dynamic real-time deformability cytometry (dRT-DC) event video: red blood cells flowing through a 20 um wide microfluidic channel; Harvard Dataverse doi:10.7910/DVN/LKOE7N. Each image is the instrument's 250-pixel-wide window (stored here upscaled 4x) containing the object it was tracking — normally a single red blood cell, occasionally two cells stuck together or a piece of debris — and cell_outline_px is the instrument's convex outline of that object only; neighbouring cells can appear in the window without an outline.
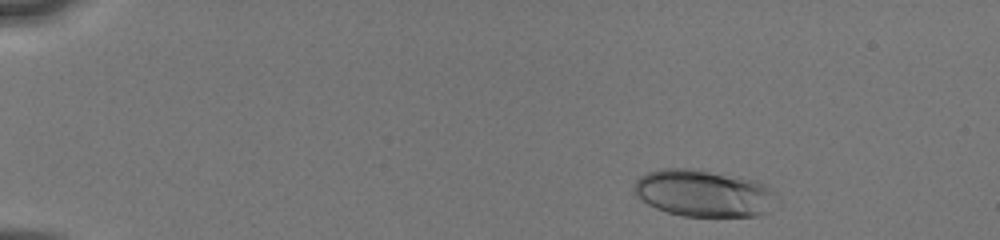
{"species": "human", "species_latin": "Homo sapiens", "temperature_condition": "cold", "stored_images_in_passage": 36, "camera_frame_rate_fps": 3000, "um_per_image_px": 0.085, "donor": {"sex": "male"}, "frame": {"image": 1, "passage_image": 3, "time_ms": 0.667, "image_size_px": [1000, 240], "cell_outline_px": [[768, 212], [756, 216], [684, 216], [668, 212], [656, 208], [648, 204], [632, 192], [632, 184], [640, 176], [648, 172], [660, 168], [696, 168], [740, 176], [756, 180], [764, 184], [768, 192]], "centroid_in_image_um": [59.65, 16.39], "position_along_channel_um": 25.4, "area_um2": 38.55}}
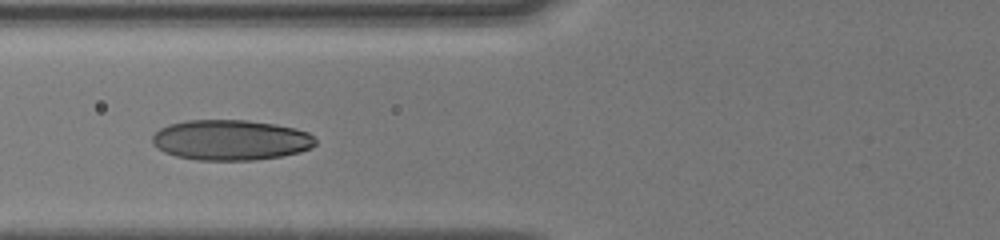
{"frame": {"image": 2, "passage_image": 25, "time_ms": 5.333, "image_size_px": [1000, 240], "cell_outline_px": [[316, 144], [312, 148], [300, 152], [280, 156], [252, 160], [196, 160], [176, 156], [164, 152], [156, 148], [152, 144], [152, 136], [160, 128], [168, 124], [184, 120], [248, 120], [276, 124], [296, 128], [308, 132], [316, 140]], "centroid_in_image_um": [19.6, 11.89], "position_along_channel_um": 106.2, "area_um2": 38.73}}
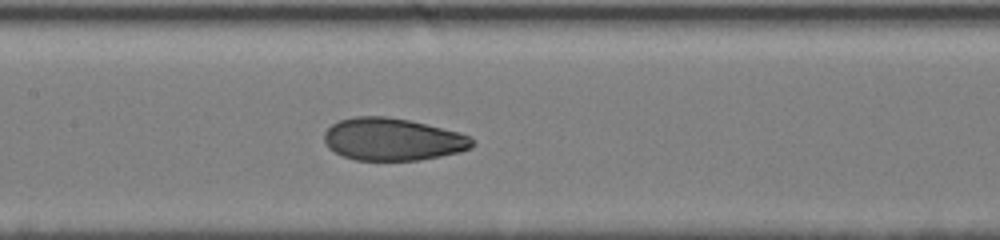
{"frame": {"image": 3, "passage_image": 33, "time_ms": 7.0, "image_size_px": [1000, 240], "cell_outline_px": [[476, 144], [472, 148], [460, 152], [420, 160], [356, 160], [344, 156], [328, 148], [324, 140], [324, 132], [332, 124], [340, 120], [356, 116], [384, 116], [408, 120], [460, 132], [476, 140]], "centroid_in_image_um": [33.4, 11.84], "position_along_channel_um": 174.0, "area_um2": 36.65}}